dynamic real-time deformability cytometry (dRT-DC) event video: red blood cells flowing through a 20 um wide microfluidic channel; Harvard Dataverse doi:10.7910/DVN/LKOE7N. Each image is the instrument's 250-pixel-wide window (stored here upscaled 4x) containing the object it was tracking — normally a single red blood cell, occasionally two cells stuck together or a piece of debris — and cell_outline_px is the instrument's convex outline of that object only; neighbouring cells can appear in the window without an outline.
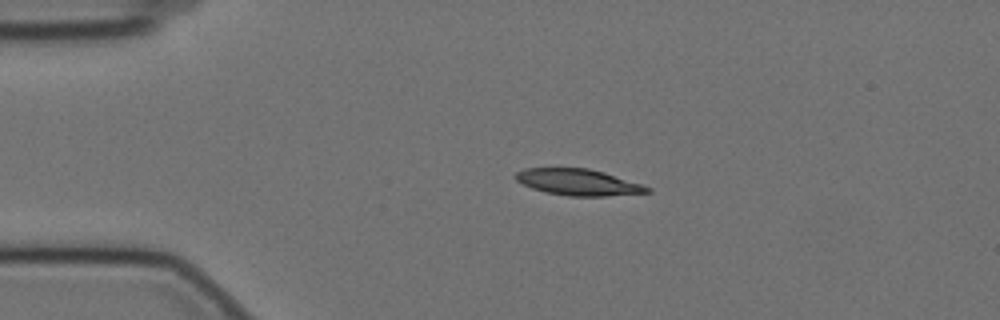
{"species": "Egyptian fruit bat (a non-hibernating species)", "species_latin": "Rousettus aegyptiacus", "temperature_condition": "cold", "stored_images_in_passage": 47, "camera_frame_rate_fps": 3000, "um_per_image_px": 0.085, "animal": {"sex": "female"}, "frame": {"image": 1, "passage_image": 1, "time_ms": 0.0, "image_size_px": [1000, 320], "cell_outline_px": [[652, 192], [604, 196], [568, 196], [544, 192], [532, 188], [516, 180], [512, 176], [516, 172], [524, 168], [588, 168], [604, 172], [652, 188]], "centroid_in_image_um": [49.11, 15.49], "position_along_channel_um": 35.9, "area_um2": 20.17}}
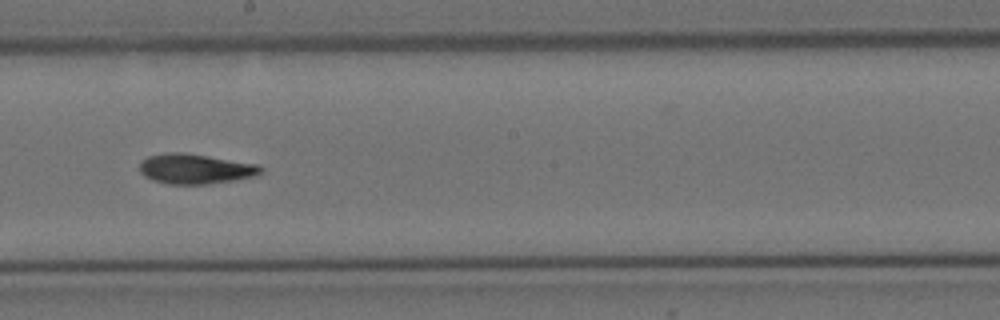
{"frame": {"image": 2, "passage_image": 21, "time_ms": 6.667, "image_size_px": [1000, 320], "cell_outline_px": [[264, 172], [256, 176], [236, 180], [208, 184], [168, 184], [152, 180], [144, 176], [140, 172], [140, 164], [148, 156], [168, 152], [184, 152], [260, 164], [264, 168]], "centroid_in_image_um": [16.67, 14.35], "position_along_channel_um": 231.5, "area_um2": 21.5}}
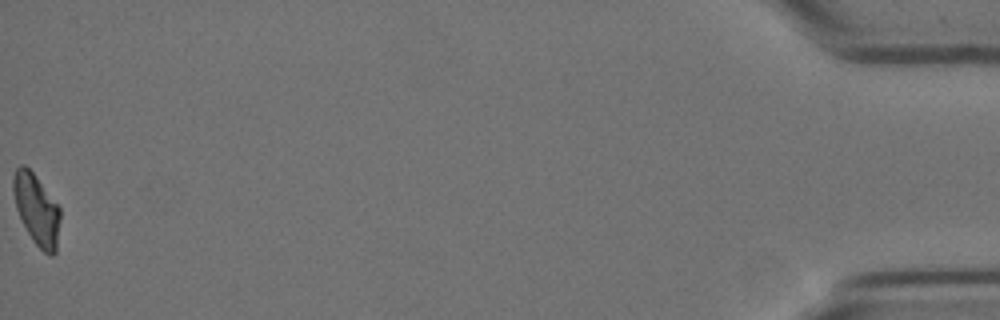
{"frame": {"image": 3, "passage_image": 47, "time_ms": 15.333, "image_size_px": [1000, 320], "cell_outline_px": [[60, 220], [56, 252], [52, 256], [48, 256], [32, 240], [16, 208], [12, 192], [12, 176], [16, 168], [20, 164], [24, 164], [36, 176], [60, 208]], "centroid_in_image_um": [3.1, 17.79], "position_along_channel_um": 432.1, "area_um2": 19.36}, "authors_computed_cell_mechanics": {"area_um2": 20.5768, "velocity_mm_per_s": 3.4675, "shape_relaxation_time_tau1_ms": 7.7124, "shape_relaxation_time_tau2_ms": 6.9183, "deformation_change_tau1": 0.1974, "deformation_change_tau2": 0.1343}}